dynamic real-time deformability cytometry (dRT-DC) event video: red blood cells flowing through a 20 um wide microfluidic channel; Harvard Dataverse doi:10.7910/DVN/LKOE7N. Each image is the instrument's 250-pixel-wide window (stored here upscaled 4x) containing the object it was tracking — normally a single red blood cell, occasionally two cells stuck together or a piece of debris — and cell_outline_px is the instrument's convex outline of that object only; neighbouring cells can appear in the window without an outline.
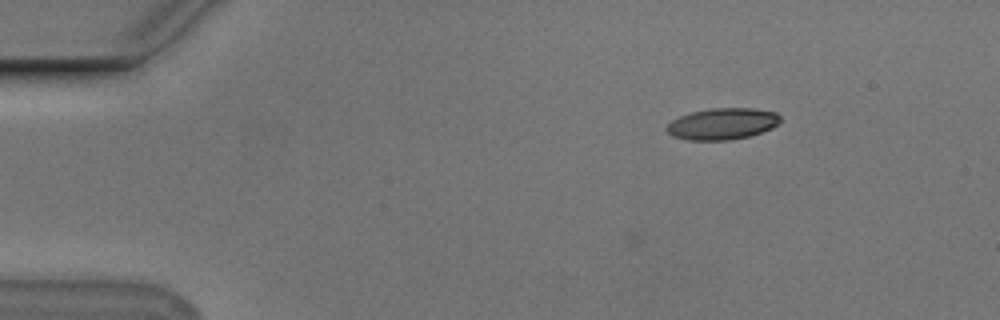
{"species": "Egyptian fruit bat (a non-hibernating species)", "species_latin": "Rousettus aegyptiacus", "temperature_condition": "cold", "stored_images_in_passage": 2, "camera_frame_rate_fps": 3000, "um_per_image_px": 0.085, "animal": {"sex": "male"}, "frame": {"image": 1, "passage_image": 2, "time_ms": 0.333, "image_size_px": [1000, 320], "cell_outline_px": [[780, 120], [772, 128], [748, 136], [732, 140], [688, 140], [672, 136], [664, 128], [672, 120], [680, 116], [692, 112], [712, 108], [752, 108], [776, 112], [780, 116]], "centroid_in_image_um": [61.38, 10.52], "position_along_channel_um": 23.6, "area_um2": 20.75}}